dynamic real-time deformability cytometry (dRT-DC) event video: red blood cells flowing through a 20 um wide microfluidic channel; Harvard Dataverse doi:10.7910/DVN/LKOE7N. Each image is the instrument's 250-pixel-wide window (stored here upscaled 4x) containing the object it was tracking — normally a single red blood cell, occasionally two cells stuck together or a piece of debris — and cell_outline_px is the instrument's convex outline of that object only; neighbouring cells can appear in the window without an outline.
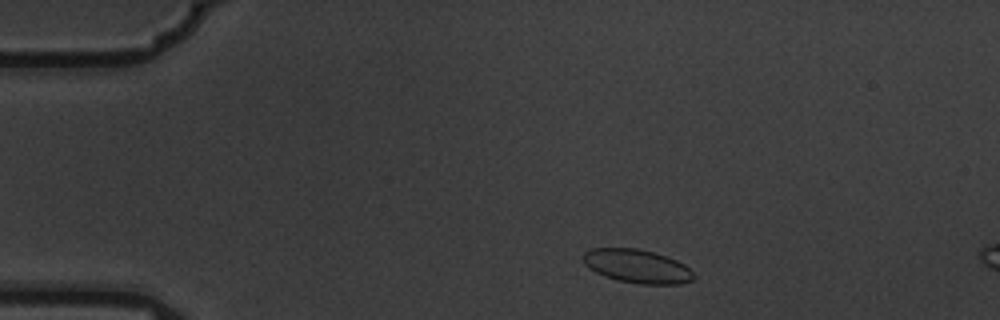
{"species": "common noctule bat (a hibernating species)", "species_latin": "Nyctalus noctula", "temperature_condition": "warm", "stored_images_in_passage": 4, "camera_frame_rate_fps": 3000, "um_per_image_px": 0.085, "animal": {"sex": "male", "body_mass_g": 19.5, "forearm_length_mm": 54.6}, "frame": {"image": 1, "passage_image": 2, "time_ms": 0.333, "image_size_px": [1000, 320], "cell_outline_px": [[696, 280], [680, 284], [640, 284], [616, 280], [604, 276], [588, 268], [584, 264], [580, 256], [588, 248], [636, 248], [656, 252], [676, 260], [684, 264], [696, 276]], "centroid_in_image_um": [54.13, 22.62], "position_along_channel_um": 30.9, "area_um2": 22.08}}